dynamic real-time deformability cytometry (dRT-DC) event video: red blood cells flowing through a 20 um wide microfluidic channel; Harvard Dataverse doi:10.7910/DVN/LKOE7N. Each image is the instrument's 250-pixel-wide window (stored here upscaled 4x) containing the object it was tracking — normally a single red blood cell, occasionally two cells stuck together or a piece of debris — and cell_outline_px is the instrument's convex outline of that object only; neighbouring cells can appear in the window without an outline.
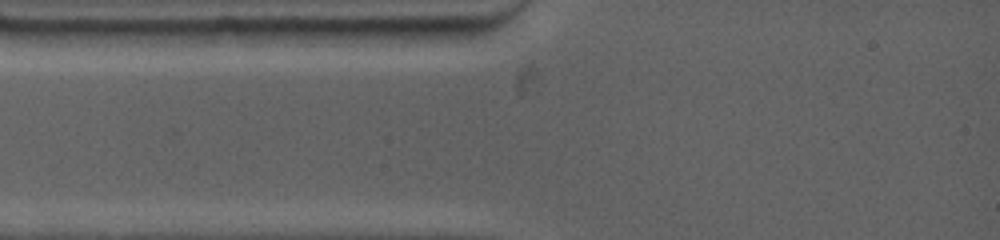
{"species": "common noctule bat (a hibernating species)", "species_latin": "Nyctalus noctula", "temperature_condition": "warm", "stored_images_in_passage": 4, "segment_of_instrument_passage": [1, 2], "camera_frame_rate_fps": 4500, "um_per_image_px": 0.085, "animal": {"sex": "female", "body_mass_g": 19.0, "forearm_length_mm": 53.3}, "frame": {"image": 1, "passage_image": 1, "time_ms": 0.0, "image_size_px": [1000, 240], "cell_outline_px": [[476, 32], [472, 36], [460, 44], [380, 44], [364, 28], [468, 28]], "centroid_in_image_um": [35.76, 3.03], "position_along_channel_um": 49.2, "area_um2": 11.27}}